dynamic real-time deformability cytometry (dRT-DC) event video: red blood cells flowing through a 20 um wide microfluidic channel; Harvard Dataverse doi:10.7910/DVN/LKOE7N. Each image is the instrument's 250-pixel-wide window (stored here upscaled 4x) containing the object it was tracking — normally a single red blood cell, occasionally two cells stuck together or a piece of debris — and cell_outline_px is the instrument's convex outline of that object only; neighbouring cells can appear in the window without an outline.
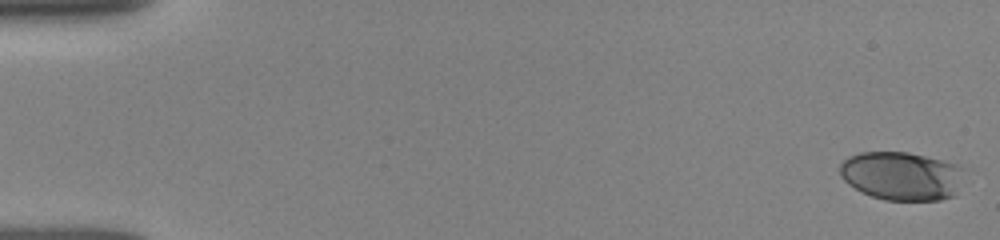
{"species": "human", "species_latin": "Homo sapiens", "temperature_condition": "room temperature", "stored_images_in_passage": 51, "camera_frame_rate_fps": 3000, "um_per_image_px": 0.085, "donor": {"sex": "female"}, "frame": {"image": 1, "passage_image": 1, "time_ms": 0.0, "image_size_px": [1000, 240], "cell_outline_px": [[964, 168], [956, 196], [940, 200], [884, 200], [860, 192], [848, 184], [840, 176], [840, 164], [848, 156], [860, 152], [908, 152], [944, 160], [956, 164]], "centroid_in_image_um": [76.63, 14.95], "position_along_channel_um": 8.4, "area_um2": 35.49}}
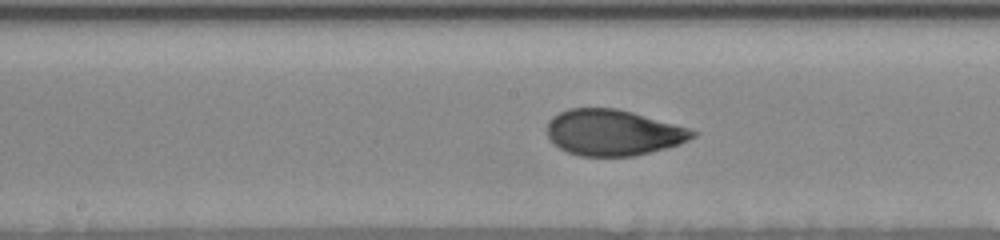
{"frame": {"image": 2, "passage_image": 27, "time_ms": 8.667, "image_size_px": [1000, 240], "cell_outline_px": [[700, 132], [696, 136], [680, 144], [636, 156], [580, 156], [568, 152], [560, 148], [548, 136], [548, 120], [560, 112], [568, 108], [616, 108], [632, 112], [688, 128]], "centroid_in_image_um": [52.14, 11.27], "position_along_channel_um": 196.1, "area_um2": 38.78}}
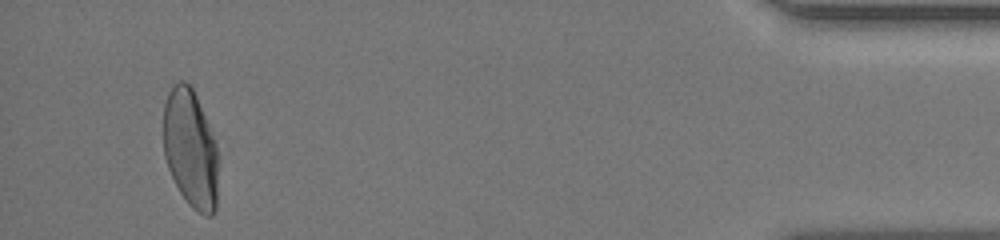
{"frame": {"image": 3, "passage_image": 49, "time_ms": 16.0, "image_size_px": [1000, 240], "cell_outline_px": [[216, 208], [212, 216], [204, 216], [192, 208], [188, 204], [180, 192], [168, 168], [164, 156], [164, 104], [168, 92], [172, 84], [180, 80], [184, 80], [192, 88], [196, 96], [208, 124], [216, 144]], "centroid_in_image_um": [16.16, 12.64], "position_along_channel_um": 419.0, "area_um2": 37.45}, "authors_computed_cell_mechanics": {"area_um2": 38.2636, "velocity_mm_per_s": 3.9286, "shape_relaxation_time_tau1_ms": 5.0462, "shape_relaxation_time_tau2_ms": 1.015, "deformation_change_tau1": 0.1775, "deformation_change_tau2": 0.0615}}